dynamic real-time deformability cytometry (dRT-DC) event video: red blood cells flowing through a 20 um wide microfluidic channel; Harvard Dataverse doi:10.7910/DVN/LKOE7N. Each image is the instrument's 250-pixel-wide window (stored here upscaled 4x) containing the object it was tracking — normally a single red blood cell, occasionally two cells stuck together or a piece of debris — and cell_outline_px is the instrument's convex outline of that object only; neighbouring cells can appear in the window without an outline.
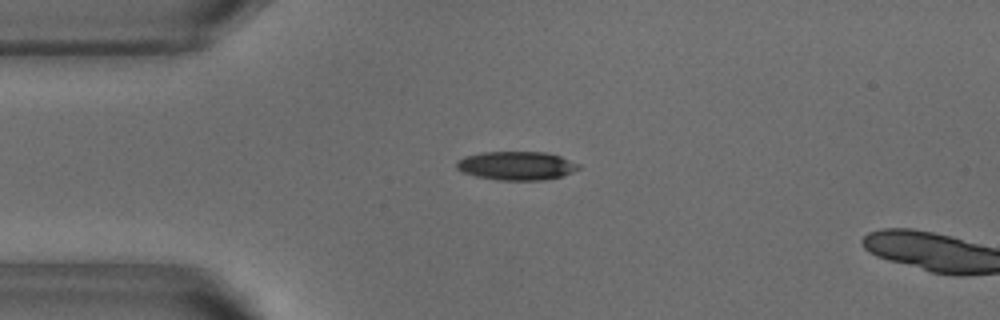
{"species": "common noctule bat (a hibernating species)", "species_latin": "Nyctalus noctula", "temperature_condition": "warm", "stored_images_in_passage": 14, "camera_frame_rate_fps": 3000, "um_per_image_px": 0.085, "animal": {"sex": "male", "body_mass_g": 18.8}, "frame": {"image": 1, "passage_image": 12, "time_ms": 3.667, "image_size_px": [1000, 320], "cell_outline_px": [[580, 168], [564, 176], [544, 180], [496, 180], [476, 176], [464, 172], [456, 168], [456, 160], [464, 156], [480, 152], [544, 152], [560, 156], [580, 164]], "centroid_in_image_um": [43.9, 14.08], "position_along_channel_um": 41.1, "area_um2": 20.52}}